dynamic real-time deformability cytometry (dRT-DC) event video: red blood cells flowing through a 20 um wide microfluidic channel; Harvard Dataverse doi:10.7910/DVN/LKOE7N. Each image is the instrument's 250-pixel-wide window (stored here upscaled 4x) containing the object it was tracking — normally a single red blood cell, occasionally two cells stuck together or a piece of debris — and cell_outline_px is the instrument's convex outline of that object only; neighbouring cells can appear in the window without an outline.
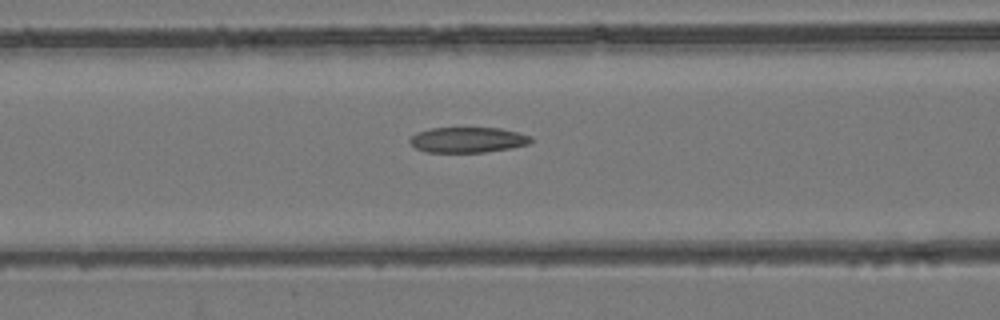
{"species": "common noctule bat (a hibernating species)", "species_latin": "Nyctalus noctula", "temperature_condition": "room temperature", "stored_images_in_passage": 54, "camera_frame_rate_fps": 3000, "um_per_image_px": 0.085, "animal": {"sex": "female", "body_mass_g": 24.6, "forearm_length_mm": 56.2}, "frame": {"image": 1, "passage_image": 23, "time_ms": 7.333, "image_size_px": [1000, 320], "cell_outline_px": [[532, 140], [528, 144], [512, 148], [484, 152], [428, 152], [416, 148], [408, 140], [416, 132], [432, 128], [500, 128], [532, 136]], "centroid_in_image_um": [39.76, 11.88], "position_along_channel_um": 126.8, "area_um2": 17.86}}
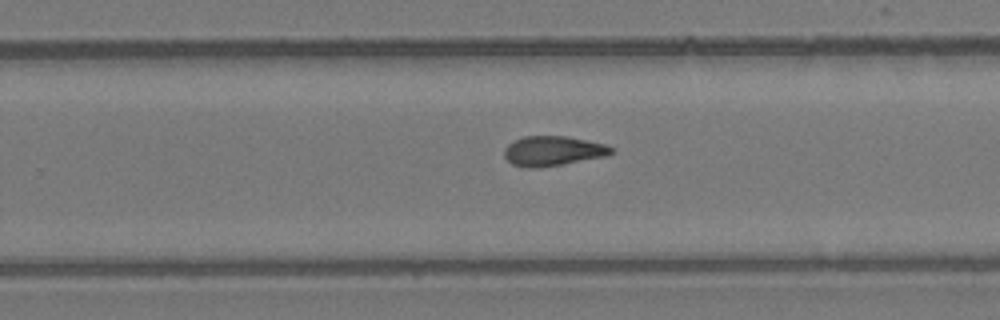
{"frame": {"image": 2, "passage_image": 35, "time_ms": 11.333, "image_size_px": [1000, 320], "cell_outline_px": [[616, 152], [604, 156], [564, 164], [536, 168], [528, 168], [512, 164], [504, 156], [504, 148], [508, 144], [524, 136], [568, 136], [604, 144], [616, 148]], "centroid_in_image_um": [47.02, 12.83], "position_along_channel_um": 282.8, "area_um2": 18.61}}
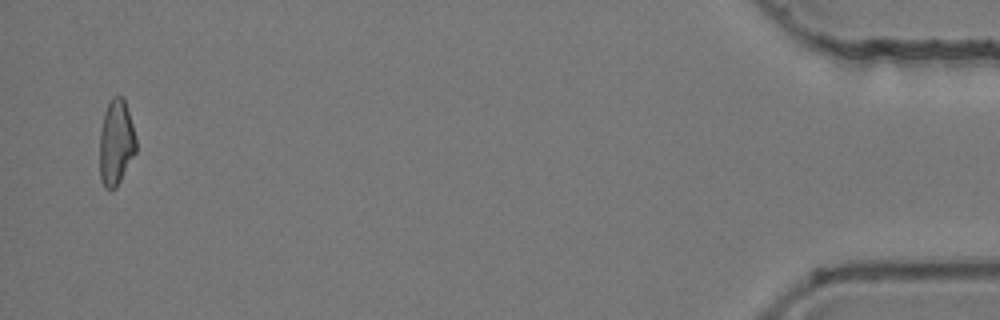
{"frame": {"image": 3, "passage_image": 53, "time_ms": 17.333, "image_size_px": [1000, 320], "cell_outline_px": [[136, 152], [116, 188], [104, 188], [100, 180], [100, 128], [104, 112], [112, 96], [124, 96], [136, 136]], "centroid_in_image_um": [9.87, 12.09], "position_along_channel_um": 425.3, "area_um2": 18.32}, "authors_computed_cell_mechanics": {"area_um2": 18.8428, "velocity_mm_per_s": 3.9049, "shape_relaxation_time_tau1_ms": null, "shape_relaxation_time_tau2_ms": 4.8253, "deformation_change_tau1": null, "deformation_change_tau2": 0.1246}}